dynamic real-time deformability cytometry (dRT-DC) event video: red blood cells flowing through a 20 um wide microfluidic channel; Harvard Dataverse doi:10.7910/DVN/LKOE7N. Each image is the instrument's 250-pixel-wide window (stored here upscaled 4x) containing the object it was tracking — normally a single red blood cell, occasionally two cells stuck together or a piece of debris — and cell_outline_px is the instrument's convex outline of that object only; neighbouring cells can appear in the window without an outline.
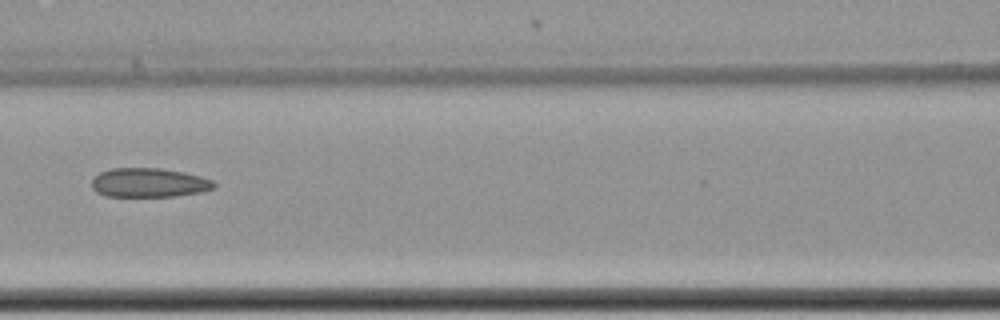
{"species": "common noctule bat (a hibernating species)", "species_latin": "Nyctalus noctula", "temperature_condition": "cold", "stored_images_in_passage": 11, "camera_frame_rate_fps": 3000, "um_per_image_px": 0.085, "animal": {"sex": "female", "body_mass_g": 22.7, "forearm_length_mm": 54.2}, "frame": {"image": 1, "passage_image": 4, "time_ms": 1.0, "image_size_px": [1000, 320], "cell_outline_px": [[216, 188], [200, 192], [176, 196], [104, 196], [96, 192], [92, 188], [92, 176], [100, 172], [112, 168], [160, 168], [184, 172], [200, 176], [212, 180], [216, 184]], "centroid_in_image_um": [12.64, 15.52], "position_along_channel_um": 154.0, "area_um2": 20.92}}
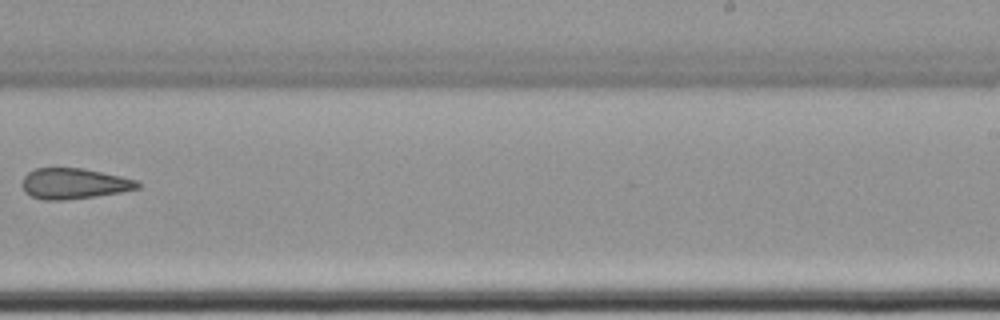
{"frame": {"image": 2, "passage_image": 7, "time_ms": 2.0, "image_size_px": [1000, 320], "cell_outline_px": [[140, 188], [120, 192], [96, 196], [64, 200], [44, 200], [32, 196], [24, 192], [20, 184], [24, 176], [28, 172], [36, 168], [80, 168], [120, 176], [136, 180], [140, 184]], "centroid_in_image_um": [6.24, 15.61], "position_along_channel_um": 282.8, "area_um2": 20.58}}
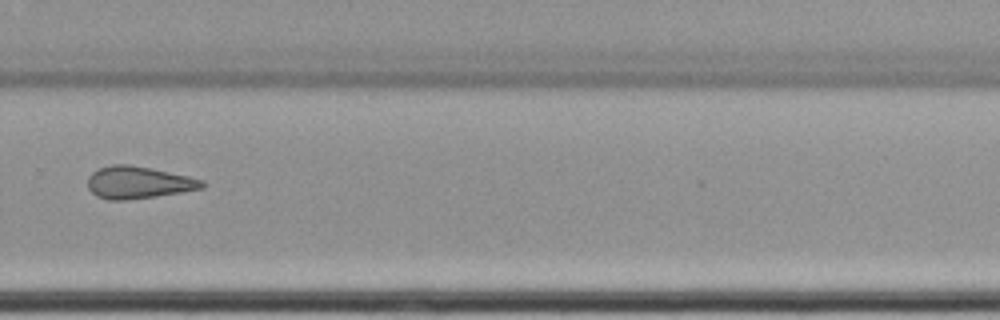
{"frame": {"image": 3, "passage_image": 8, "time_ms": 2.333, "image_size_px": [1000, 320], "cell_outline_px": [[204, 188], [156, 196], [124, 200], [108, 200], [96, 196], [88, 188], [88, 176], [92, 172], [100, 168], [112, 164], [128, 164], [188, 176], [204, 180]], "centroid_in_image_um": [11.73, 15.51], "position_along_channel_um": 318.1, "area_um2": 21.27}}